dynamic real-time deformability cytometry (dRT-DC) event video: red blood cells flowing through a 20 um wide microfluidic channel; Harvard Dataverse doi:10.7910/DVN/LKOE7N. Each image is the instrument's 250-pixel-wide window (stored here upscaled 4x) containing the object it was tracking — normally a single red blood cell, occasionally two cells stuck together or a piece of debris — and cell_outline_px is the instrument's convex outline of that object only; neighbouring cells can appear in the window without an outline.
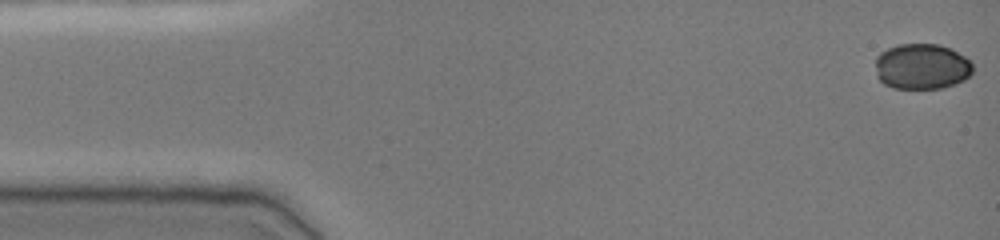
{"species": "common noctule bat (a hibernating species)", "species_latin": "Nyctalus noctula", "temperature_condition": "cold", "stored_images_in_passage": 44, "camera_frame_rate_fps": 3000, "um_per_image_px": 0.085, "animal": {"sex": "female", "body_mass_g": 19.0, "forearm_length_mm": 51.5}, "frame": {"image": 1, "passage_image": 1, "time_ms": 0.0, "image_size_px": [1000, 240], "cell_outline_px": [[972, 72], [964, 80], [956, 84], [940, 88], [892, 88], [884, 84], [876, 76], [876, 56], [880, 52], [888, 48], [900, 44], [940, 44], [952, 48], [964, 56], [972, 64]], "centroid_in_image_um": [78.34, 5.65], "position_along_channel_um": 6.7, "area_um2": 26.07}}
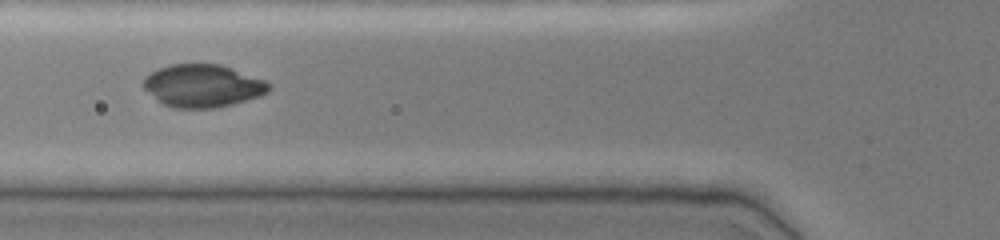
{"frame": {"image": 2, "passage_image": 18, "time_ms": 5.667, "image_size_px": [1000, 240], "cell_outline_px": [[272, 88], [268, 92], [260, 96], [248, 100], [232, 104], [212, 108], [172, 108], [156, 100], [140, 84], [144, 76], [156, 68], [168, 64], [220, 64], [232, 68], [264, 80], [272, 84]], "centroid_in_image_um": [17.19, 7.29], "position_along_channel_um": 108.6, "area_um2": 31.62}}
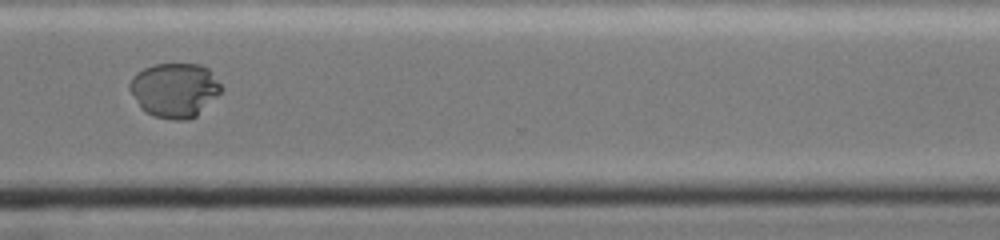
{"frame": {"image": 3, "passage_image": 37, "time_ms": 12.0, "image_size_px": [1000, 240], "cell_outline_px": [[224, 88], [196, 116], [188, 120], [172, 120], [152, 116], [144, 112], [140, 108], [128, 88], [128, 84], [132, 76], [136, 72], [144, 68], [156, 64], [200, 64], [208, 68]], "centroid_in_image_um": [14.81, 7.66], "position_along_channel_um": 355.8, "area_um2": 29.25}}